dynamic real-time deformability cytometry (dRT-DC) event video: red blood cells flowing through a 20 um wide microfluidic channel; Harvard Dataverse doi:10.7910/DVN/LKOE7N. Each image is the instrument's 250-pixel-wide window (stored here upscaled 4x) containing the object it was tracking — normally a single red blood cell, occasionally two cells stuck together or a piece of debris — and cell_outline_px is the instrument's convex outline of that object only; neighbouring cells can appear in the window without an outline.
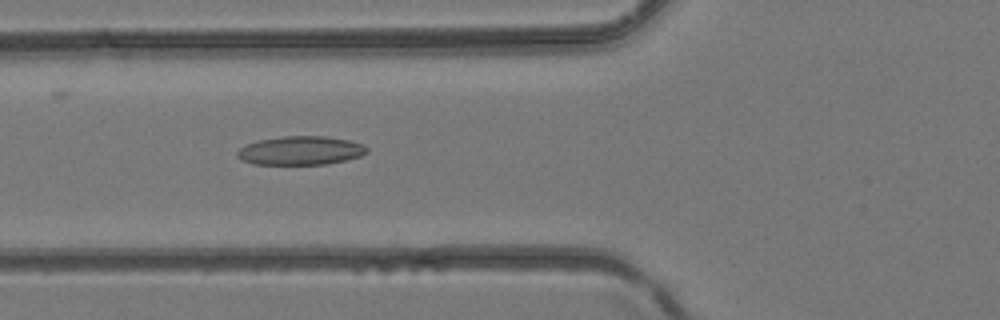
{"species": "common noctule bat (a hibernating species)", "species_latin": "Nyctalus noctula", "temperature_condition": "room temperature", "stored_images_in_passage": 38, "camera_frame_rate_fps": 3000, "um_per_image_px": 0.085, "animal": {"sex": "female", "body_mass_g": 24.6, "forearm_length_mm": 56.2}, "frame": {"image": 1, "passage_image": 12, "time_ms": 3.667, "image_size_px": [1000, 320], "cell_outline_px": [[368, 152], [360, 156], [328, 164], [252, 164], [240, 160], [236, 156], [236, 152], [240, 148], [248, 144], [260, 140], [284, 136], [324, 136], [348, 140], [364, 144], [368, 148]], "centroid_in_image_um": [25.55, 12.8], "position_along_channel_um": 100.3, "area_um2": 21.68}}
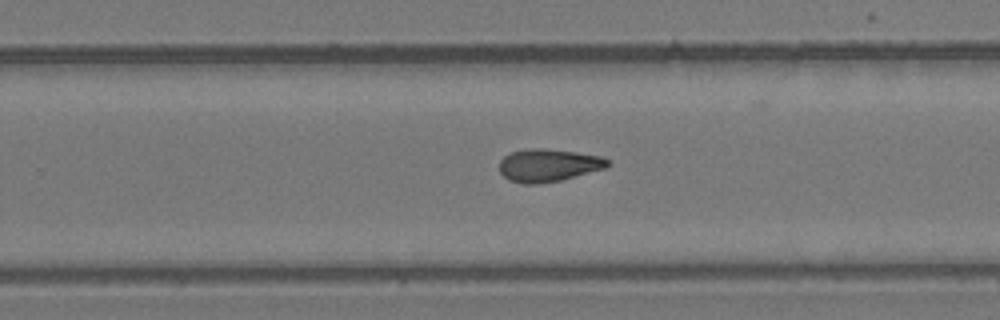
{"frame": {"image": 2, "passage_image": 23, "time_ms": 7.333, "image_size_px": [1000, 320], "cell_outline_px": [[612, 164], [604, 168], [560, 180], [540, 184], [524, 184], [508, 180], [500, 172], [500, 160], [508, 152], [532, 148], [540, 148], [576, 152], [604, 156]], "centroid_in_image_um": [46.6, 14.04], "position_along_channel_um": 283.2, "area_um2": 20.69}}
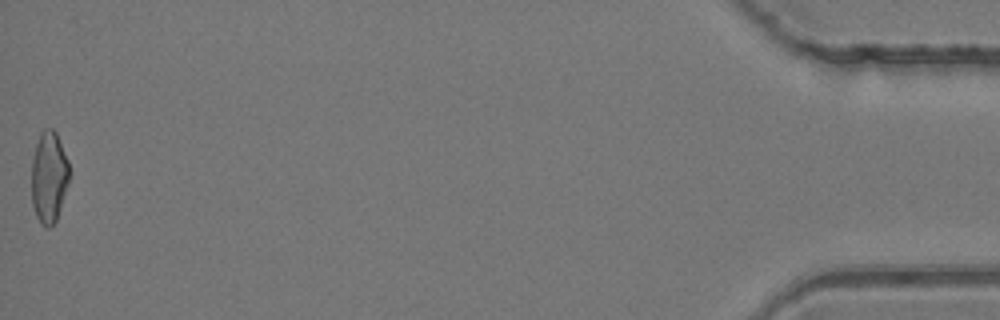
{"frame": {"image": 3, "passage_image": 38, "time_ms": 12.333, "image_size_px": [1000, 320], "cell_outline_px": [[68, 184], [56, 220], [48, 228], [44, 228], [40, 224], [36, 216], [32, 204], [32, 160], [36, 144], [40, 132], [44, 128], [52, 128], [56, 132], [68, 160]], "centroid_in_image_um": [4.14, 15.05], "position_along_channel_um": 431.1, "area_um2": 20.06}}